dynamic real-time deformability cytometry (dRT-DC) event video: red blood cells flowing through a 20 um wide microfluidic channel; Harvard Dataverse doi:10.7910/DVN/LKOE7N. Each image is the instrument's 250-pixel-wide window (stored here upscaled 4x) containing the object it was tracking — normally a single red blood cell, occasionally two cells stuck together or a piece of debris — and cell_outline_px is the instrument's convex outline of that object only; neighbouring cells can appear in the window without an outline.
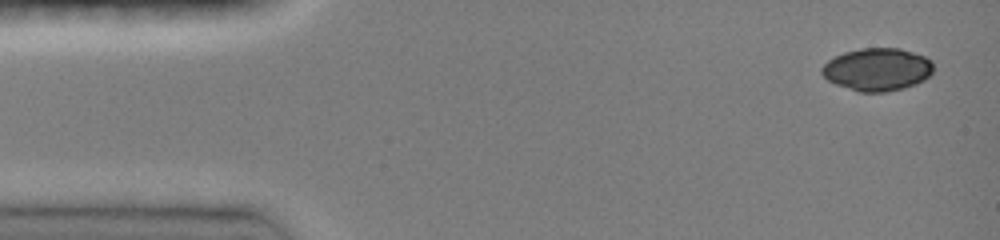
{"species": "common noctule bat (a hibernating species)", "species_latin": "Nyctalus noctula", "temperature_condition": "room temperature", "stored_images_in_passage": 24, "camera_frame_rate_fps": 3000, "um_per_image_px": 0.085, "animal": {"sex": "female", "body_mass_g": 19.0, "forearm_length_mm": 51.5}, "frame": {"image": 1, "passage_image": 1, "time_ms": 0.0, "image_size_px": [1000, 240], "cell_outline_px": [[932, 72], [924, 80], [916, 84], [904, 88], [884, 92], [860, 92], [836, 84], [828, 80], [820, 72], [820, 68], [828, 60], [844, 52], [860, 48], [900, 48], [924, 56], [932, 60]], "centroid_in_image_um": [74.56, 5.9], "position_along_channel_um": 10.4, "area_um2": 27.74}}
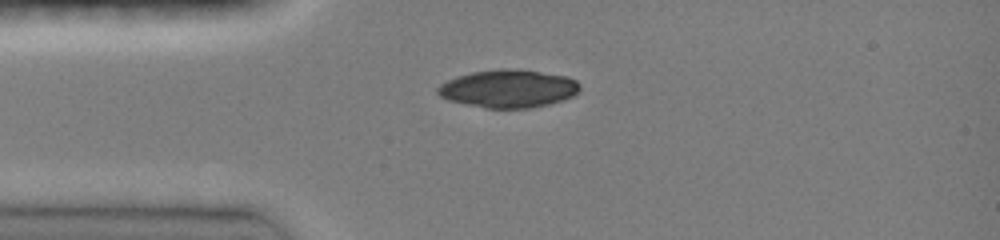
{"frame": {"image": 2, "passage_image": 7, "time_ms": 2.0, "image_size_px": [1000, 240], "cell_outline_px": [[580, 92], [564, 100], [548, 104], [528, 108], [484, 108], [448, 100], [440, 96], [436, 92], [436, 88], [440, 84], [456, 76], [472, 72], [500, 68], [540, 72], [568, 76], [576, 80], [580, 84]], "centroid_in_image_um": [43.21, 7.54], "position_along_channel_um": 41.8, "area_um2": 31.44}}